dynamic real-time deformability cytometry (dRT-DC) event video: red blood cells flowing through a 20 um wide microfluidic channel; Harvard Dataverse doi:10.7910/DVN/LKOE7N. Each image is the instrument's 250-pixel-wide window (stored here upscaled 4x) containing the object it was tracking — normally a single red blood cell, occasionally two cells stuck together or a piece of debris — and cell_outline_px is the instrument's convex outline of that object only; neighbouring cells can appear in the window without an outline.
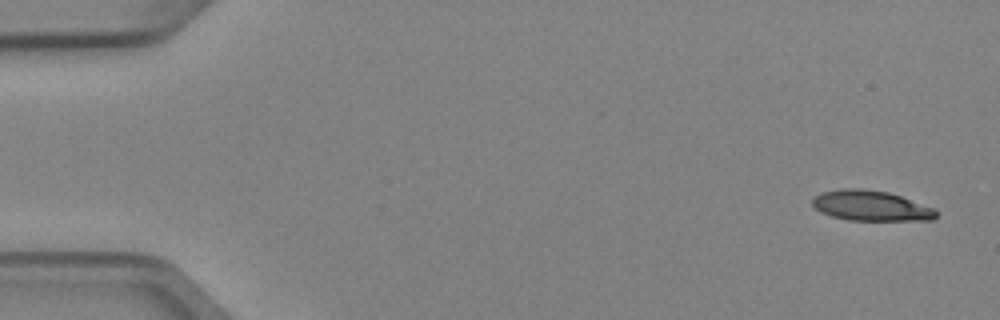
{"species": "Egyptian fruit bat (a non-hibernating species)", "species_latin": "Rousettus aegyptiacus", "temperature_condition": "cold", "stored_images_in_passage": 3, "camera_frame_rate_fps": 3000, "um_per_image_px": 0.085, "animal": {"sex": "female"}, "frame": {"image": 1, "passage_image": 1, "time_ms": 0.0, "image_size_px": [1000, 320], "cell_outline_px": [[936, 216], [932, 220], [848, 220], [832, 216], [820, 212], [812, 204], [812, 200], [816, 196], [824, 192], [844, 188], [860, 188], [888, 192], [936, 208]], "centroid_in_image_um": [74.04, 17.49], "position_along_channel_um": 11.0, "area_um2": 21.68}}